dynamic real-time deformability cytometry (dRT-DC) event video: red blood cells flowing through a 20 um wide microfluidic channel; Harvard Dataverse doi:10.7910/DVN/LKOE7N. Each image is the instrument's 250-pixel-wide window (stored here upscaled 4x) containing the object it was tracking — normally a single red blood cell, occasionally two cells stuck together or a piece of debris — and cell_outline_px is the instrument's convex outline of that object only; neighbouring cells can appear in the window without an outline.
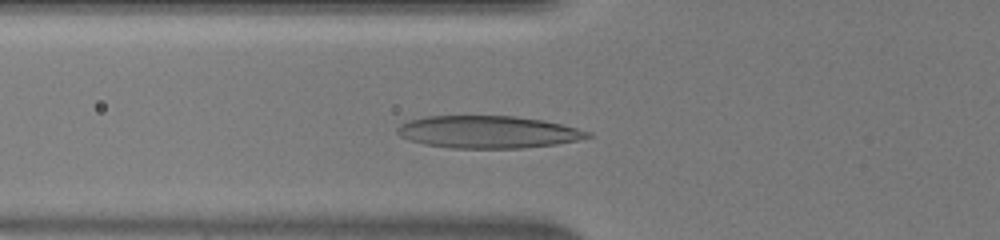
{"species": "human", "species_latin": "Homo sapiens", "temperature_condition": "warm", "stored_images_in_passage": 42, "camera_frame_rate_fps": 3000, "um_per_image_px": 0.085, "donor": {"sex": "male"}, "frame": {"image": 1, "passage_image": 11, "time_ms": 3.333, "image_size_px": [1000, 240], "cell_outline_px": [[592, 136], [576, 140], [556, 144], [524, 148], [452, 148], [424, 144], [408, 140], [400, 136], [396, 132], [396, 128], [400, 124], [408, 120], [424, 116], [516, 116], [544, 120], [592, 132]], "centroid_in_image_um": [41.44, 11.21], "position_along_channel_um": 84.4, "area_um2": 36.01}}
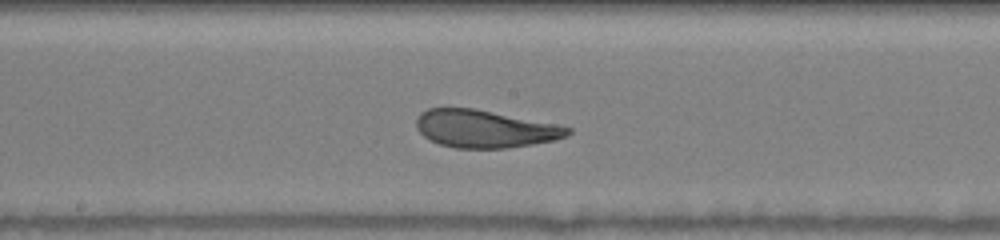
{"frame": {"image": 2, "passage_image": 20, "time_ms": 6.333, "image_size_px": [1000, 240], "cell_outline_px": [[572, 132], [568, 136], [556, 140], [508, 148], [456, 148], [440, 144], [424, 136], [416, 128], [416, 120], [420, 112], [428, 108], [476, 108], [572, 128]], "centroid_in_image_um": [41.2, 10.95], "position_along_channel_um": 207.0, "area_um2": 33.06}}
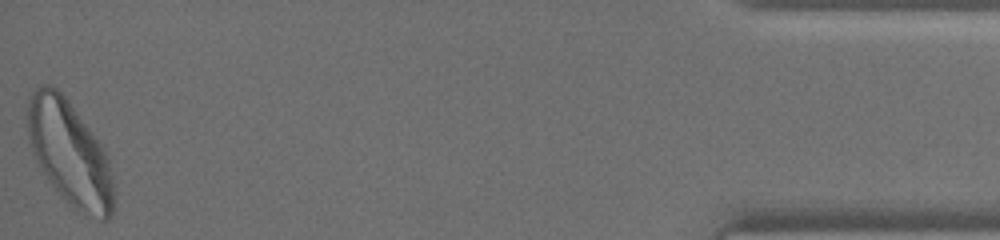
{"frame": {"image": 3, "passage_image": 42, "time_ms": 13.667, "image_size_px": [1000, 240], "cell_outline_px": [[112, 216], [108, 220], [100, 220], [84, 216], [76, 212], [48, 180], [32, 152], [28, 140], [28, 96], [32, 88], [44, 84], [48, 84], [56, 88], [68, 100], [104, 148], [108, 160], [112, 176]], "centroid_in_image_um": [5.9, 13.03], "position_along_channel_um": 429.3, "area_um2": 52.42}}